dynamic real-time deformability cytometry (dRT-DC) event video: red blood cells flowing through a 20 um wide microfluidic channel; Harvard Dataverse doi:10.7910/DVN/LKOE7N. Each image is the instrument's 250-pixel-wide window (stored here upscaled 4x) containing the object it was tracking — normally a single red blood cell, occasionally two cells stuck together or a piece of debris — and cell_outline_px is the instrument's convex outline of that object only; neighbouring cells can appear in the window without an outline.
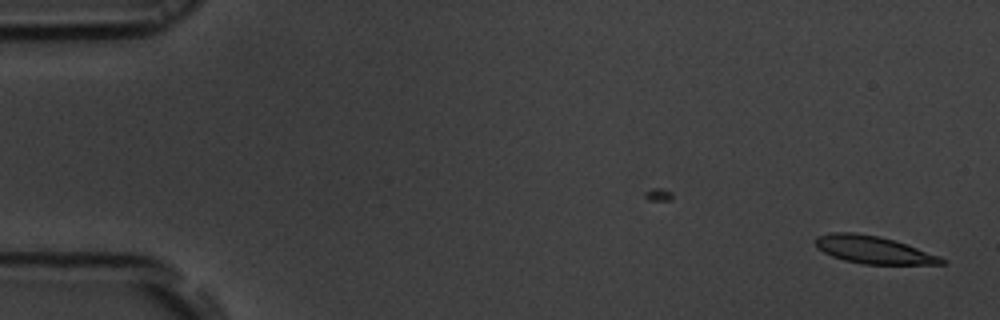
{"species": "common noctule bat (a hibernating species)", "species_latin": "Nyctalus noctula", "temperature_condition": "room temperature", "stored_images_in_passage": 47, "camera_frame_rate_fps": 3000, "um_per_image_px": 0.085, "animal": {"sex": "male", "body_mass_g": 19.5, "forearm_length_mm": 54.6}, "frame": {"image": 1, "passage_image": 1, "time_ms": 0.0, "image_size_px": [1000, 320], "cell_outline_px": [[948, 264], [864, 264], [844, 260], [832, 256], [816, 248], [816, 236], [832, 232], [852, 232], [880, 236], [940, 256], [948, 260]], "centroid_in_image_um": [74.23, 21.24], "position_along_channel_um": 10.8, "area_um2": 20.11}}
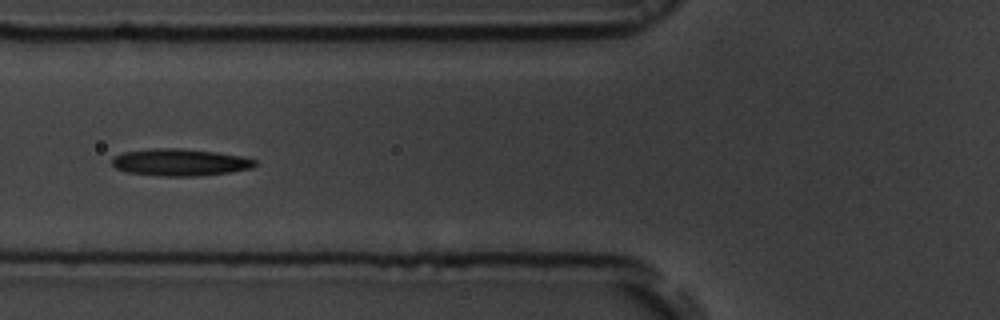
{"frame": {"image": 2, "passage_image": 20, "time_ms": 6.333, "image_size_px": [1000, 320], "cell_outline_px": [[260, 164], [252, 168], [232, 172], [196, 176], [160, 176], [128, 172], [116, 168], [112, 164], [112, 156], [124, 152], [152, 148], [180, 148], [216, 152], [244, 156], [256, 160]], "centroid_in_image_um": [15.35, 13.79], "position_along_channel_um": 110.5, "area_um2": 22.77}}
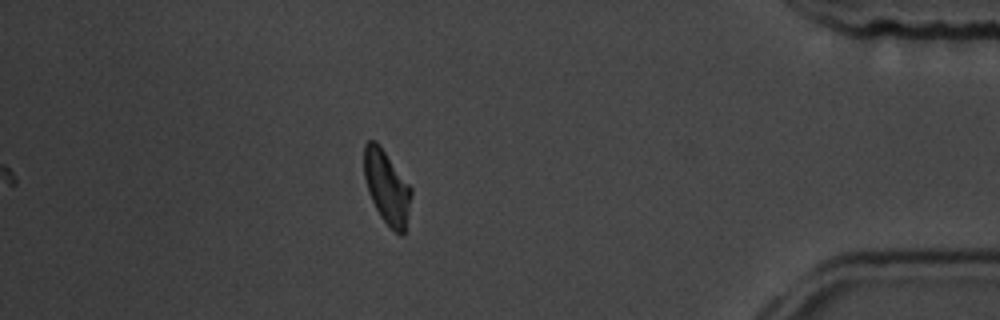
{"frame": {"image": 3, "passage_image": 47, "time_ms": 15.333, "image_size_px": [1000, 320], "cell_outline_px": [[412, 196], [404, 236], [400, 236], [380, 216], [368, 192], [364, 176], [364, 144], [368, 140], [376, 140], [412, 188]], "centroid_in_image_um": [32.89, 15.91], "position_along_channel_um": 402.3, "area_um2": 20.11}, "authors_computed_cell_mechanics": {"area_um2": 21.0392, "velocity_mm_per_s": 3.7121, "shape_relaxation_time_tau1_ms": 4.0068, "shape_relaxation_time_tau2_ms": 5.8174, "deformation_change_tau1": 0.1407, "deformation_change_tau2": 0.1437}}